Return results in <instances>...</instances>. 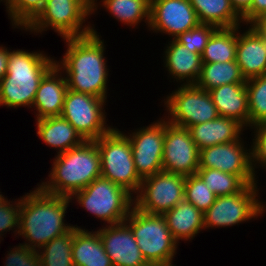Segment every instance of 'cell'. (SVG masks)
Listing matches in <instances>:
<instances>
[{"instance_id": "1", "label": "cell", "mask_w": 266, "mask_h": 266, "mask_svg": "<svg viewBox=\"0 0 266 266\" xmlns=\"http://www.w3.org/2000/svg\"><path fill=\"white\" fill-rule=\"evenodd\" d=\"M91 29L92 33L86 36L63 38L66 50L59 60L55 57V65L64 73L68 89L107 100L110 95L107 44L94 24Z\"/></svg>"}, {"instance_id": "2", "label": "cell", "mask_w": 266, "mask_h": 266, "mask_svg": "<svg viewBox=\"0 0 266 266\" xmlns=\"http://www.w3.org/2000/svg\"><path fill=\"white\" fill-rule=\"evenodd\" d=\"M70 197L44 192L38 185L21 196L18 239L22 244L38 251L55 237L63 235L73 224L66 222Z\"/></svg>"}, {"instance_id": "3", "label": "cell", "mask_w": 266, "mask_h": 266, "mask_svg": "<svg viewBox=\"0 0 266 266\" xmlns=\"http://www.w3.org/2000/svg\"><path fill=\"white\" fill-rule=\"evenodd\" d=\"M43 50L11 49L7 72L0 81L1 106L31 109L44 75L55 65L54 56Z\"/></svg>"}, {"instance_id": "4", "label": "cell", "mask_w": 266, "mask_h": 266, "mask_svg": "<svg viewBox=\"0 0 266 266\" xmlns=\"http://www.w3.org/2000/svg\"><path fill=\"white\" fill-rule=\"evenodd\" d=\"M51 160L48 176L37 183L46 193L71 197L101 177L100 155L95 141H84Z\"/></svg>"}, {"instance_id": "5", "label": "cell", "mask_w": 266, "mask_h": 266, "mask_svg": "<svg viewBox=\"0 0 266 266\" xmlns=\"http://www.w3.org/2000/svg\"><path fill=\"white\" fill-rule=\"evenodd\" d=\"M91 5L92 0H46L39 14L19 31L41 36L53 30L62 39L86 36L92 33Z\"/></svg>"}, {"instance_id": "6", "label": "cell", "mask_w": 266, "mask_h": 266, "mask_svg": "<svg viewBox=\"0 0 266 266\" xmlns=\"http://www.w3.org/2000/svg\"><path fill=\"white\" fill-rule=\"evenodd\" d=\"M72 203L82 207L103 223L102 226L124 222L134 206L133 195L111 180L99 177L84 189L75 192ZM103 221V222H102Z\"/></svg>"}, {"instance_id": "7", "label": "cell", "mask_w": 266, "mask_h": 266, "mask_svg": "<svg viewBox=\"0 0 266 266\" xmlns=\"http://www.w3.org/2000/svg\"><path fill=\"white\" fill-rule=\"evenodd\" d=\"M124 222L130 227L145 260L150 263L171 262L179 250L163 215L148 214L134 206Z\"/></svg>"}, {"instance_id": "8", "label": "cell", "mask_w": 266, "mask_h": 266, "mask_svg": "<svg viewBox=\"0 0 266 266\" xmlns=\"http://www.w3.org/2000/svg\"><path fill=\"white\" fill-rule=\"evenodd\" d=\"M120 130L115 126L95 140L100 155L101 177L125 188L134 196L143 179L136 171L130 140Z\"/></svg>"}, {"instance_id": "9", "label": "cell", "mask_w": 266, "mask_h": 266, "mask_svg": "<svg viewBox=\"0 0 266 266\" xmlns=\"http://www.w3.org/2000/svg\"><path fill=\"white\" fill-rule=\"evenodd\" d=\"M261 184L246 185L239 193L219 196L203 214L205 231L230 228L262 216ZM259 187V188H258Z\"/></svg>"}, {"instance_id": "10", "label": "cell", "mask_w": 266, "mask_h": 266, "mask_svg": "<svg viewBox=\"0 0 266 266\" xmlns=\"http://www.w3.org/2000/svg\"><path fill=\"white\" fill-rule=\"evenodd\" d=\"M163 98L160 102L165 108L162 116L176 126L189 128L219 117L209 91L196 85H177Z\"/></svg>"}, {"instance_id": "11", "label": "cell", "mask_w": 266, "mask_h": 266, "mask_svg": "<svg viewBox=\"0 0 266 266\" xmlns=\"http://www.w3.org/2000/svg\"><path fill=\"white\" fill-rule=\"evenodd\" d=\"M106 103V99L68 89L61 116L85 141H95L115 127L107 123Z\"/></svg>"}, {"instance_id": "12", "label": "cell", "mask_w": 266, "mask_h": 266, "mask_svg": "<svg viewBox=\"0 0 266 266\" xmlns=\"http://www.w3.org/2000/svg\"><path fill=\"white\" fill-rule=\"evenodd\" d=\"M186 176L165 171L143 178L133 196L134 207L148 214L163 215L184 200Z\"/></svg>"}, {"instance_id": "13", "label": "cell", "mask_w": 266, "mask_h": 266, "mask_svg": "<svg viewBox=\"0 0 266 266\" xmlns=\"http://www.w3.org/2000/svg\"><path fill=\"white\" fill-rule=\"evenodd\" d=\"M246 138L242 135L237 141L199 150V168H213L237 175L246 185L258 183L259 177L252 166L251 145L244 140Z\"/></svg>"}, {"instance_id": "14", "label": "cell", "mask_w": 266, "mask_h": 266, "mask_svg": "<svg viewBox=\"0 0 266 266\" xmlns=\"http://www.w3.org/2000/svg\"><path fill=\"white\" fill-rule=\"evenodd\" d=\"M165 126L166 119L160 116L147 126L122 131L130 140L135 168L142 179L163 171Z\"/></svg>"}, {"instance_id": "15", "label": "cell", "mask_w": 266, "mask_h": 266, "mask_svg": "<svg viewBox=\"0 0 266 266\" xmlns=\"http://www.w3.org/2000/svg\"><path fill=\"white\" fill-rule=\"evenodd\" d=\"M163 171L189 176L199 169V149L188 128L166 120L162 156Z\"/></svg>"}, {"instance_id": "16", "label": "cell", "mask_w": 266, "mask_h": 266, "mask_svg": "<svg viewBox=\"0 0 266 266\" xmlns=\"http://www.w3.org/2000/svg\"><path fill=\"white\" fill-rule=\"evenodd\" d=\"M200 24L189 0H150V24L147 31L174 39Z\"/></svg>"}, {"instance_id": "17", "label": "cell", "mask_w": 266, "mask_h": 266, "mask_svg": "<svg viewBox=\"0 0 266 266\" xmlns=\"http://www.w3.org/2000/svg\"><path fill=\"white\" fill-rule=\"evenodd\" d=\"M98 228L97 232L113 266L149 265L125 222Z\"/></svg>"}, {"instance_id": "18", "label": "cell", "mask_w": 266, "mask_h": 266, "mask_svg": "<svg viewBox=\"0 0 266 266\" xmlns=\"http://www.w3.org/2000/svg\"><path fill=\"white\" fill-rule=\"evenodd\" d=\"M167 41L161 57L167 79L176 85H195L202 68L201 54L190 52L175 39Z\"/></svg>"}, {"instance_id": "19", "label": "cell", "mask_w": 266, "mask_h": 266, "mask_svg": "<svg viewBox=\"0 0 266 266\" xmlns=\"http://www.w3.org/2000/svg\"><path fill=\"white\" fill-rule=\"evenodd\" d=\"M245 26L237 27L236 62L247 80L266 74V40L253 25Z\"/></svg>"}, {"instance_id": "20", "label": "cell", "mask_w": 266, "mask_h": 266, "mask_svg": "<svg viewBox=\"0 0 266 266\" xmlns=\"http://www.w3.org/2000/svg\"><path fill=\"white\" fill-rule=\"evenodd\" d=\"M68 90L64 73L54 65L42 78L36 92L31 111L35 120L61 116L64 99Z\"/></svg>"}, {"instance_id": "21", "label": "cell", "mask_w": 266, "mask_h": 266, "mask_svg": "<svg viewBox=\"0 0 266 266\" xmlns=\"http://www.w3.org/2000/svg\"><path fill=\"white\" fill-rule=\"evenodd\" d=\"M219 116L236 120L247 131L249 109L246 83L225 84L209 90Z\"/></svg>"}, {"instance_id": "22", "label": "cell", "mask_w": 266, "mask_h": 266, "mask_svg": "<svg viewBox=\"0 0 266 266\" xmlns=\"http://www.w3.org/2000/svg\"><path fill=\"white\" fill-rule=\"evenodd\" d=\"M36 135L56 151V154L64 153L71 148L81 145L85 140L76 129L62 116H51L35 120Z\"/></svg>"}, {"instance_id": "23", "label": "cell", "mask_w": 266, "mask_h": 266, "mask_svg": "<svg viewBox=\"0 0 266 266\" xmlns=\"http://www.w3.org/2000/svg\"><path fill=\"white\" fill-rule=\"evenodd\" d=\"M188 129L199 150L208 146L237 141L247 131L236 120L222 116L208 122L195 124Z\"/></svg>"}, {"instance_id": "24", "label": "cell", "mask_w": 266, "mask_h": 266, "mask_svg": "<svg viewBox=\"0 0 266 266\" xmlns=\"http://www.w3.org/2000/svg\"><path fill=\"white\" fill-rule=\"evenodd\" d=\"M101 8L129 29H139L140 23L149 29L150 0H92L91 14L96 16Z\"/></svg>"}, {"instance_id": "25", "label": "cell", "mask_w": 266, "mask_h": 266, "mask_svg": "<svg viewBox=\"0 0 266 266\" xmlns=\"http://www.w3.org/2000/svg\"><path fill=\"white\" fill-rule=\"evenodd\" d=\"M163 216L170 233L179 245L180 241L192 242L199 233L205 230L203 213L185 200L165 212Z\"/></svg>"}, {"instance_id": "26", "label": "cell", "mask_w": 266, "mask_h": 266, "mask_svg": "<svg viewBox=\"0 0 266 266\" xmlns=\"http://www.w3.org/2000/svg\"><path fill=\"white\" fill-rule=\"evenodd\" d=\"M72 256L74 266H113L97 230L92 228L74 232Z\"/></svg>"}, {"instance_id": "27", "label": "cell", "mask_w": 266, "mask_h": 266, "mask_svg": "<svg viewBox=\"0 0 266 266\" xmlns=\"http://www.w3.org/2000/svg\"><path fill=\"white\" fill-rule=\"evenodd\" d=\"M200 24L217 28L244 26L242 18L233 9L230 0H189Z\"/></svg>"}, {"instance_id": "28", "label": "cell", "mask_w": 266, "mask_h": 266, "mask_svg": "<svg viewBox=\"0 0 266 266\" xmlns=\"http://www.w3.org/2000/svg\"><path fill=\"white\" fill-rule=\"evenodd\" d=\"M246 83L236 61L202 63L201 73L196 82L198 88L209 91L225 84Z\"/></svg>"}, {"instance_id": "29", "label": "cell", "mask_w": 266, "mask_h": 266, "mask_svg": "<svg viewBox=\"0 0 266 266\" xmlns=\"http://www.w3.org/2000/svg\"><path fill=\"white\" fill-rule=\"evenodd\" d=\"M237 27L217 28L209 38L202 63L236 61Z\"/></svg>"}, {"instance_id": "30", "label": "cell", "mask_w": 266, "mask_h": 266, "mask_svg": "<svg viewBox=\"0 0 266 266\" xmlns=\"http://www.w3.org/2000/svg\"><path fill=\"white\" fill-rule=\"evenodd\" d=\"M83 227L76 224L69 231L55 237L40 248L37 252L41 266H74L72 256L74 232Z\"/></svg>"}, {"instance_id": "31", "label": "cell", "mask_w": 266, "mask_h": 266, "mask_svg": "<svg viewBox=\"0 0 266 266\" xmlns=\"http://www.w3.org/2000/svg\"><path fill=\"white\" fill-rule=\"evenodd\" d=\"M196 174L217 197L239 193L246 186L237 175L213 168H199Z\"/></svg>"}, {"instance_id": "32", "label": "cell", "mask_w": 266, "mask_h": 266, "mask_svg": "<svg viewBox=\"0 0 266 266\" xmlns=\"http://www.w3.org/2000/svg\"><path fill=\"white\" fill-rule=\"evenodd\" d=\"M249 128L266 121V74L246 80Z\"/></svg>"}, {"instance_id": "33", "label": "cell", "mask_w": 266, "mask_h": 266, "mask_svg": "<svg viewBox=\"0 0 266 266\" xmlns=\"http://www.w3.org/2000/svg\"><path fill=\"white\" fill-rule=\"evenodd\" d=\"M46 0H0L10 19L11 28L24 29L42 10Z\"/></svg>"}, {"instance_id": "34", "label": "cell", "mask_w": 266, "mask_h": 266, "mask_svg": "<svg viewBox=\"0 0 266 266\" xmlns=\"http://www.w3.org/2000/svg\"><path fill=\"white\" fill-rule=\"evenodd\" d=\"M217 196L197 175L186 176L184 200L192 203L203 214L212 206Z\"/></svg>"}, {"instance_id": "35", "label": "cell", "mask_w": 266, "mask_h": 266, "mask_svg": "<svg viewBox=\"0 0 266 266\" xmlns=\"http://www.w3.org/2000/svg\"><path fill=\"white\" fill-rule=\"evenodd\" d=\"M216 29L217 27L213 25L199 24L197 27L179 34L174 39L190 52L202 54L209 38Z\"/></svg>"}, {"instance_id": "36", "label": "cell", "mask_w": 266, "mask_h": 266, "mask_svg": "<svg viewBox=\"0 0 266 266\" xmlns=\"http://www.w3.org/2000/svg\"><path fill=\"white\" fill-rule=\"evenodd\" d=\"M14 200V201H13ZM21 210V196L19 198L8 199L7 196L0 203V235L12 231L13 236L18 238Z\"/></svg>"}, {"instance_id": "37", "label": "cell", "mask_w": 266, "mask_h": 266, "mask_svg": "<svg viewBox=\"0 0 266 266\" xmlns=\"http://www.w3.org/2000/svg\"><path fill=\"white\" fill-rule=\"evenodd\" d=\"M251 132L252 166L256 176L260 169L266 171V121L255 124L248 129ZM254 133V134H253ZM260 168V169H259Z\"/></svg>"}, {"instance_id": "38", "label": "cell", "mask_w": 266, "mask_h": 266, "mask_svg": "<svg viewBox=\"0 0 266 266\" xmlns=\"http://www.w3.org/2000/svg\"><path fill=\"white\" fill-rule=\"evenodd\" d=\"M12 247L6 251L3 266H41L40 257L36 250L30 249L22 243Z\"/></svg>"}, {"instance_id": "39", "label": "cell", "mask_w": 266, "mask_h": 266, "mask_svg": "<svg viewBox=\"0 0 266 266\" xmlns=\"http://www.w3.org/2000/svg\"><path fill=\"white\" fill-rule=\"evenodd\" d=\"M266 15V0H253L250 10L242 17L243 25H252Z\"/></svg>"}, {"instance_id": "40", "label": "cell", "mask_w": 266, "mask_h": 266, "mask_svg": "<svg viewBox=\"0 0 266 266\" xmlns=\"http://www.w3.org/2000/svg\"><path fill=\"white\" fill-rule=\"evenodd\" d=\"M253 0H230L235 12L242 18L251 7Z\"/></svg>"}, {"instance_id": "41", "label": "cell", "mask_w": 266, "mask_h": 266, "mask_svg": "<svg viewBox=\"0 0 266 266\" xmlns=\"http://www.w3.org/2000/svg\"><path fill=\"white\" fill-rule=\"evenodd\" d=\"M3 46L2 44L0 45V81L3 79L7 72V60H8V55L9 51L11 48Z\"/></svg>"}, {"instance_id": "42", "label": "cell", "mask_w": 266, "mask_h": 266, "mask_svg": "<svg viewBox=\"0 0 266 266\" xmlns=\"http://www.w3.org/2000/svg\"><path fill=\"white\" fill-rule=\"evenodd\" d=\"M256 30L263 36L266 40V15L260 17L256 22L252 24Z\"/></svg>"}, {"instance_id": "43", "label": "cell", "mask_w": 266, "mask_h": 266, "mask_svg": "<svg viewBox=\"0 0 266 266\" xmlns=\"http://www.w3.org/2000/svg\"><path fill=\"white\" fill-rule=\"evenodd\" d=\"M174 262H165V263H150V266H176Z\"/></svg>"}, {"instance_id": "44", "label": "cell", "mask_w": 266, "mask_h": 266, "mask_svg": "<svg viewBox=\"0 0 266 266\" xmlns=\"http://www.w3.org/2000/svg\"><path fill=\"white\" fill-rule=\"evenodd\" d=\"M266 212V201L263 199L262 200V217L264 216Z\"/></svg>"}, {"instance_id": "45", "label": "cell", "mask_w": 266, "mask_h": 266, "mask_svg": "<svg viewBox=\"0 0 266 266\" xmlns=\"http://www.w3.org/2000/svg\"><path fill=\"white\" fill-rule=\"evenodd\" d=\"M0 190H1V189H0ZM5 198H6L5 195H3L2 192L0 191V203H1V201L4 200Z\"/></svg>"}, {"instance_id": "46", "label": "cell", "mask_w": 266, "mask_h": 266, "mask_svg": "<svg viewBox=\"0 0 266 266\" xmlns=\"http://www.w3.org/2000/svg\"><path fill=\"white\" fill-rule=\"evenodd\" d=\"M4 240V237H2L1 235H0V244H1V241H3Z\"/></svg>"}]
</instances>
